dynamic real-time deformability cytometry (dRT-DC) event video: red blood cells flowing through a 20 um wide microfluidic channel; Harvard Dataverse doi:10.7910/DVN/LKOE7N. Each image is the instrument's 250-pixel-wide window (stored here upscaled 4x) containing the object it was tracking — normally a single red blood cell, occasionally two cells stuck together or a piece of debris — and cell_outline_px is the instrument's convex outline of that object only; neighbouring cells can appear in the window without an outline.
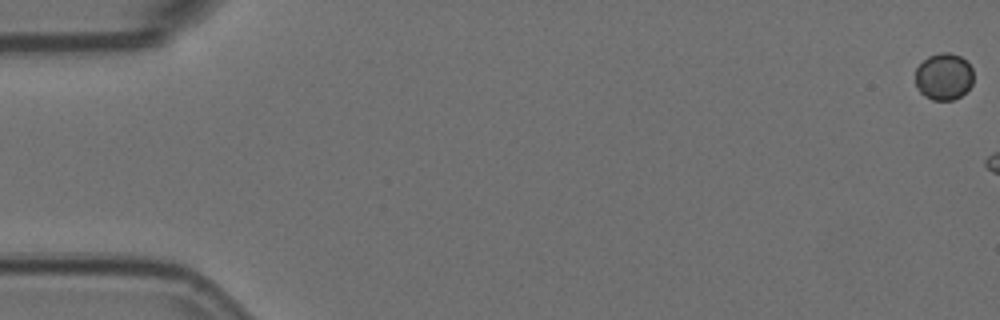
{"species": "Egyptian fruit bat (a non-hibernating species)", "species_latin": "Rousettus aegyptiacus", "temperature_condition": "room temperature", "stored_images_in_passage": 4, "camera_frame_rate_fps": 3000, "um_per_image_px": 0.085, "animal": {"sex": "female"}, "frame": {"image": 1, "passage_image": 1, "time_ms": 0.0, "image_size_px": [1000, 320], "cell_outline_px": [[972, 84], [960, 96], [952, 100], [932, 100], [924, 96], [920, 92], [916, 84], [916, 68], [928, 56], [940, 52], [948, 52], [960, 56], [968, 60], [972, 68]], "centroid_in_image_um": [80.23, 6.49], "position_along_channel_um": 4.8, "area_um2": 15.9}}